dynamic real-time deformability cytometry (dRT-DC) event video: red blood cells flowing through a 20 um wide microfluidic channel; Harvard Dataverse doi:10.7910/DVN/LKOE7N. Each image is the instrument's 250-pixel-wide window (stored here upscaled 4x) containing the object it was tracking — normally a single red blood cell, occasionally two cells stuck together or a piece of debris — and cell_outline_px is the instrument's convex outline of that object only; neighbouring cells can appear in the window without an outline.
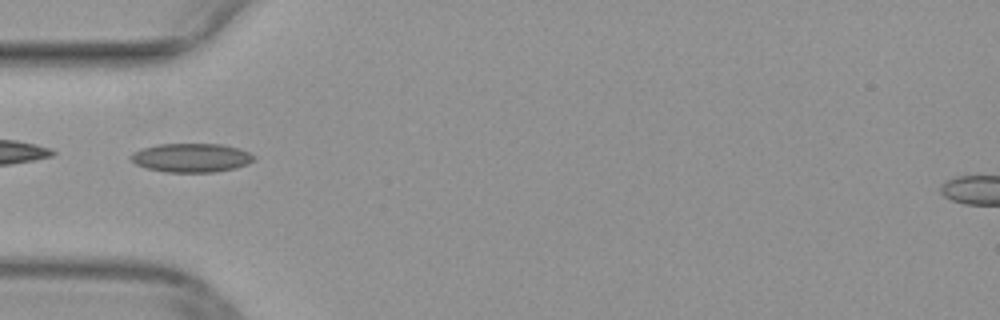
{"species": "common noctule bat (a hibernating species)", "species_latin": "Nyctalus noctula", "temperature_condition": "warm", "stored_images_in_passage": 50, "camera_frame_rate_fps": 3000, "um_per_image_px": 0.085, "animal": {"sex": "female", "body_mass_g": 29.2, "forearm_length_mm": 56.3}, "frame": {"image": 1, "passage_image": 16, "time_ms": 5.0, "image_size_px": [1000, 320], "cell_outline_px": [[256, 160], [248, 164], [236, 168], [216, 172], [168, 172], [148, 168], [136, 164], [132, 160], [132, 152], [140, 148], [160, 144], [224, 144], [240, 148], [256, 156]], "centroid_in_image_um": [16.33, 13.4], "position_along_channel_um": 68.7, "area_um2": 20.81}}
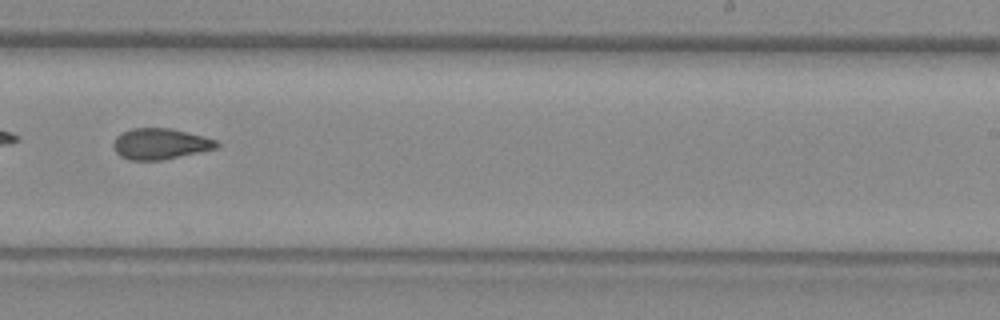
{"frame": {"image": 2, "passage_image": 31, "time_ms": 10.0, "image_size_px": [1000, 320], "cell_outline_px": [[220, 144], [216, 148], [200, 152], [160, 160], [128, 160], [120, 156], [116, 152], [112, 144], [116, 136], [132, 128], [172, 128], [204, 136], [216, 140]], "centroid_in_image_um": [13.61, 12.22], "position_along_channel_um": 275.4, "area_um2": 18.61}}
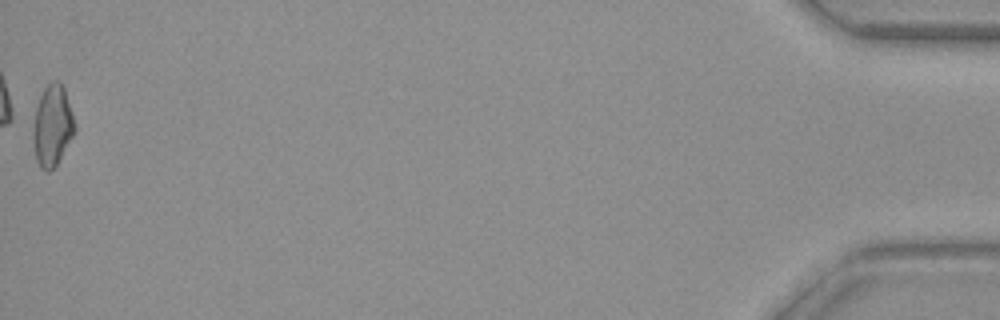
{"frame": {"image": 3, "passage_image": 50, "time_ms": 16.333, "image_size_px": [1000, 320], "cell_outline_px": [[76, 128], [72, 136], [56, 164], [48, 172], [40, 168], [36, 160], [32, 136], [36, 108], [40, 96], [44, 88], [52, 80], [60, 80], [64, 88], [72, 112]], "centroid_in_image_um": [4.44, 10.65], "position_along_channel_um": 430.8, "area_um2": 19.42}}